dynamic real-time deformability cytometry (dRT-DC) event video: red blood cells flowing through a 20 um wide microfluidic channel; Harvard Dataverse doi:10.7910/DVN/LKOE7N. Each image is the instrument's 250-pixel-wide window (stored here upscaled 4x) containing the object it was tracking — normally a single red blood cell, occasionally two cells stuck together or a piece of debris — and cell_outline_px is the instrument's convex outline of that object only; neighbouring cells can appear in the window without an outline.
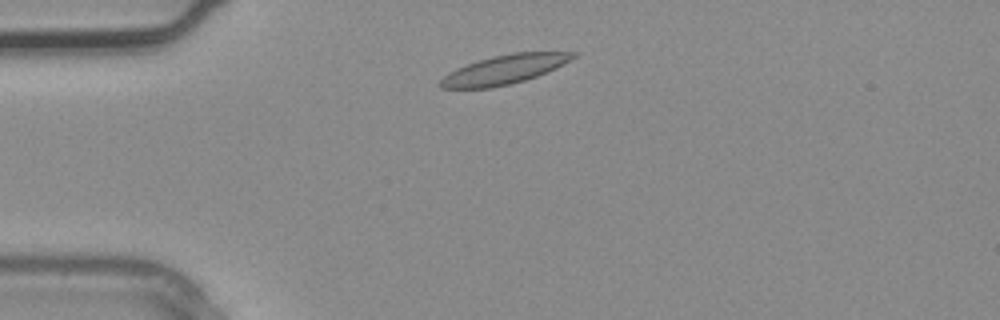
{"species": "common noctule bat (a hibernating species)", "species_latin": "Nyctalus noctula", "temperature_condition": "warm", "stored_images_in_passage": 1, "camera_frame_rate_fps": 3000, "um_per_image_px": 0.085, "animal": {"sex": "male", "body_mass_g": 20.4}, "frame": {"image": 1, "passage_image": 1, "time_ms": 0.0, "image_size_px": [1000, 320], "cell_outline_px": [[580, 52], [576, 56], [556, 68], [536, 76], [524, 80], [492, 88], [440, 88], [440, 80], [448, 72], [456, 68], [492, 56], [512, 52]], "centroid_in_image_um": [42.86, 5.9], "position_along_channel_um": 42.1, "area_um2": 22.25}}